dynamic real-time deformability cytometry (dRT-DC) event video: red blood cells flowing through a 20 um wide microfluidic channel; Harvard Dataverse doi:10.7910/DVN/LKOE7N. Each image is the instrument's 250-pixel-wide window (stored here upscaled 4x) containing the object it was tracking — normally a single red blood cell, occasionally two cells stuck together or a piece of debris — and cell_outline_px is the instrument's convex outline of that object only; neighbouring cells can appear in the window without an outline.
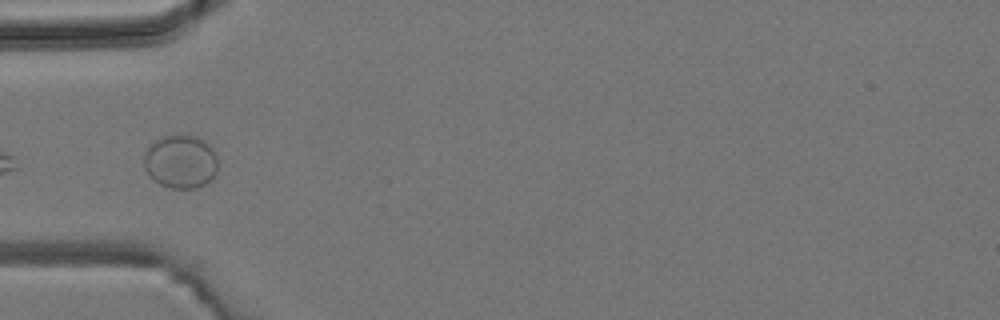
{"species": "common noctule bat (a hibernating species)", "species_latin": "Nyctalus noctula", "temperature_condition": "room temperature", "stored_images_in_passage": 5, "camera_frame_rate_fps": 3000, "um_per_image_px": 0.085, "animal": {"sex": "male", "body_mass_g": 19.2, "forearm_length_mm": 51.8}, "frame": {"image": 1, "passage_image": 5, "time_ms": 4.667, "image_size_px": [1000, 320], "cell_outline_px": [[216, 172], [212, 180], [196, 188], [168, 188], [160, 184], [144, 168], [144, 152], [148, 144], [152, 140], [164, 136], [196, 136], [204, 140], [212, 148], [216, 156]], "centroid_in_image_um": [15.33, 13.73], "position_along_channel_um": 69.7, "area_um2": 23.0}}